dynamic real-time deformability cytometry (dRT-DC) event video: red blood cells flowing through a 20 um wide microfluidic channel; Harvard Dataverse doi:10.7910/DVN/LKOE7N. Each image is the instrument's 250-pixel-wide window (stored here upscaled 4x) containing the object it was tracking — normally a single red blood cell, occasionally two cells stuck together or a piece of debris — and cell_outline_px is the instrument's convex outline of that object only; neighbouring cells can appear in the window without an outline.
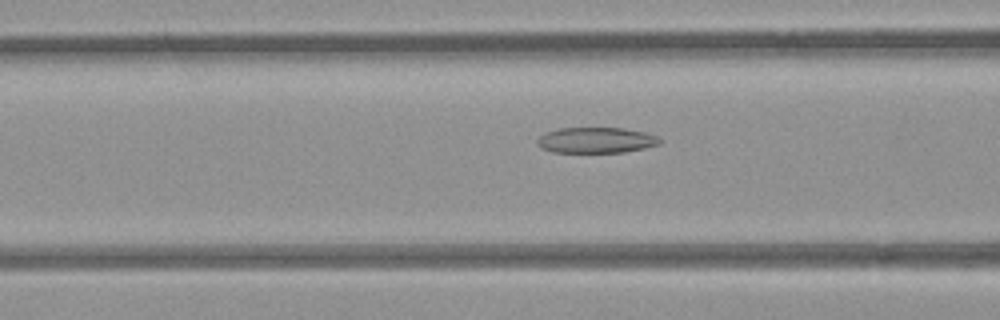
{"species": "common noctule bat (a hibernating species)", "species_latin": "Nyctalus noctula", "temperature_condition": "room temperature", "stored_images_in_passage": 53, "camera_frame_rate_fps": 3000, "um_per_image_px": 0.085, "animal": {"sex": "female", "body_mass_g": 21.9}, "frame": {"image": 1, "passage_image": 21, "time_ms": 6.667, "image_size_px": [1000, 320], "cell_outline_px": [[664, 140], [660, 144], [644, 148], [624, 152], [552, 152], [536, 144], [536, 140], [544, 132], [560, 128], [624, 128], [644, 132], [656, 136]], "centroid_in_image_um": [50.67, 11.91], "position_along_channel_um": 115.9, "area_um2": 18.38}}
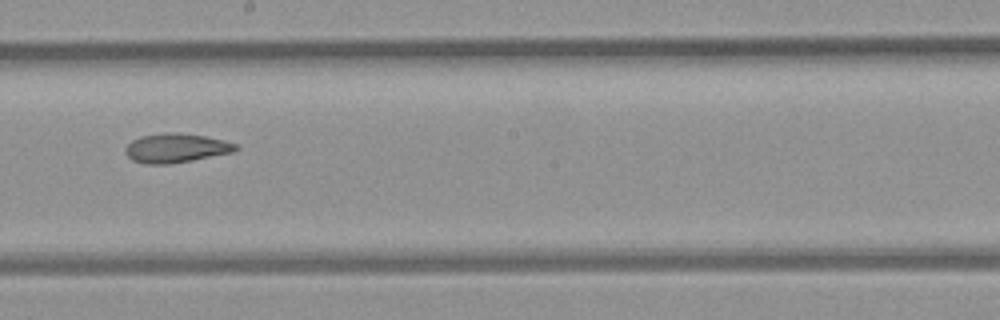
{"frame": {"image": 2, "passage_image": 30, "time_ms": 9.667, "image_size_px": [1000, 320], "cell_outline_px": [[240, 148], [232, 152], [192, 160], [168, 164], [144, 164], [132, 160], [124, 152], [124, 148], [132, 140], [140, 136], [164, 132], [180, 132], [204, 136], [224, 140], [236, 144]], "centroid_in_image_um": [14.92, 12.57], "position_along_channel_um": 233.3, "area_um2": 18.84}}
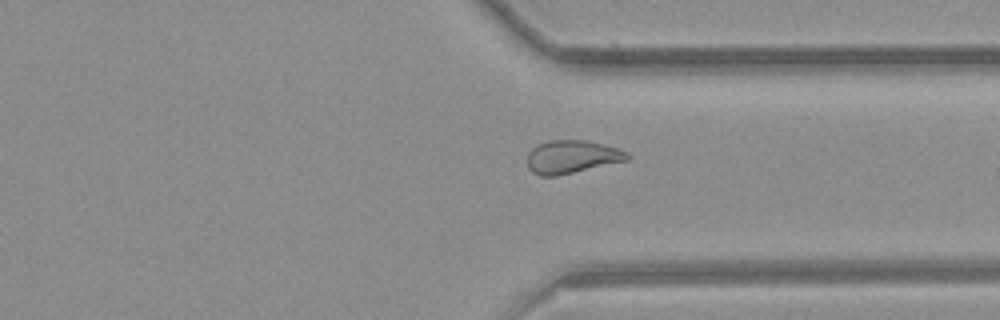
{"frame": {"image": 3, "passage_image": 40, "time_ms": 13.0, "image_size_px": [1000, 320], "cell_outline_px": [[632, 156], [628, 160], [556, 176], [540, 176], [532, 172], [528, 168], [528, 152], [536, 144], [548, 140], [584, 140], [616, 148], [628, 152]], "centroid_in_image_um": [48.58, 13.33], "position_along_channel_um": 362.8, "area_um2": 19.25}, "authors_computed_cell_mechanics": {"area_um2": 21.2126, "velocity_mm_per_s": 3.8986, "shape_relaxation_time_tau1_ms": null, "shape_relaxation_time_tau2_ms": 2.4249, "deformation_change_tau1": null, "deformation_change_tau2": 0.0877}}